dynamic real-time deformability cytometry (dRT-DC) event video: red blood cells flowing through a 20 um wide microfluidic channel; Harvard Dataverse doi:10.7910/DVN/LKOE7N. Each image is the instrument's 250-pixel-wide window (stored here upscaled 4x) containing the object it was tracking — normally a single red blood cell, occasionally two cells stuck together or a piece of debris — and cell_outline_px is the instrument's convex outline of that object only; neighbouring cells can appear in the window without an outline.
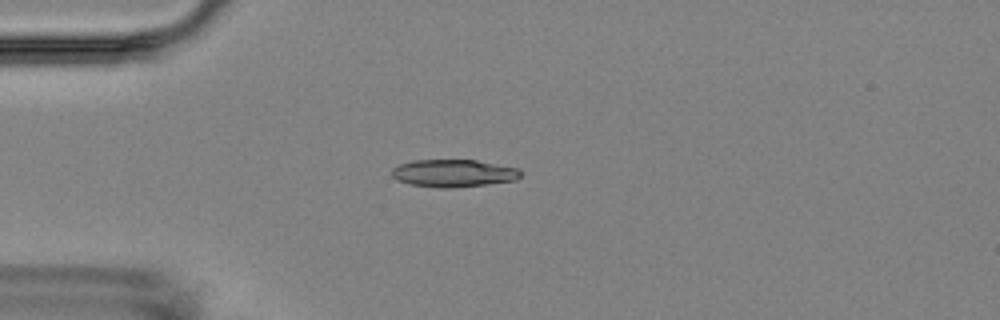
{"species": "Egyptian fruit bat (a non-hibernating species)", "species_latin": "Rousettus aegyptiacus", "temperature_condition": "room temperature", "stored_images_in_passage": 7, "camera_frame_rate_fps": 3000, "um_per_image_px": 0.085, "animal": {"sex": "female"}, "frame": {"image": 1, "passage_image": 4, "time_ms": 3.333, "image_size_px": [1000, 320], "cell_outline_px": [[520, 176], [516, 180], [452, 188], [436, 188], [408, 184], [396, 180], [392, 176], [392, 168], [400, 164], [412, 160], [476, 160], [520, 168]], "centroid_in_image_um": [38.51, 14.72], "position_along_channel_um": 46.5, "area_um2": 20.75}}